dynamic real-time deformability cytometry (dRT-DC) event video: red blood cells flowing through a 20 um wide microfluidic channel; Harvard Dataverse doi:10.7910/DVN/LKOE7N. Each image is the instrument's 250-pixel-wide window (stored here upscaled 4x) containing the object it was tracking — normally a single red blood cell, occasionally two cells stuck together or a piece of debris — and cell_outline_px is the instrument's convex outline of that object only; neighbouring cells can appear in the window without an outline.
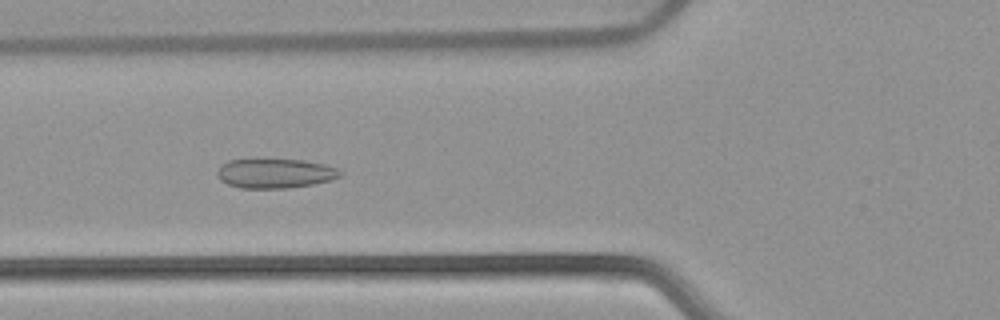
{"species": "common noctule bat (a hibernating species)", "species_latin": "Nyctalus noctula", "temperature_condition": "warm", "stored_images_in_passage": 53, "camera_frame_rate_fps": 3000, "um_per_image_px": 0.085, "animal": {"sex": "female", "body_mass_g": 22.7, "forearm_length_mm": 54.2}, "frame": {"image": 1, "passage_image": 20, "time_ms": 6.333, "image_size_px": [1000, 320], "cell_outline_px": [[344, 172], [340, 176], [332, 180], [312, 184], [288, 188], [240, 188], [228, 184], [220, 180], [216, 172], [220, 164], [228, 160], [304, 160], [324, 164], [336, 168]], "centroid_in_image_um": [23.38, 14.74], "position_along_channel_um": 102.4, "area_um2": 21.1}}
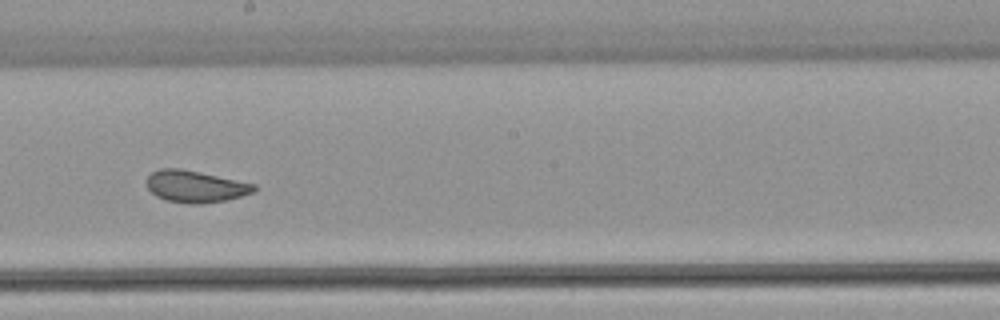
{"frame": {"image": 2, "passage_image": 30, "time_ms": 9.667, "image_size_px": [1000, 320], "cell_outline_px": [[256, 188], [252, 192], [240, 196], [224, 200], [204, 204], [188, 204], [168, 200], [156, 196], [148, 188], [148, 176], [152, 172], [160, 168], [180, 168], [200, 172], [256, 184]], "centroid_in_image_um": [16.6, 15.84], "position_along_channel_um": 231.6, "area_um2": 19.71}}
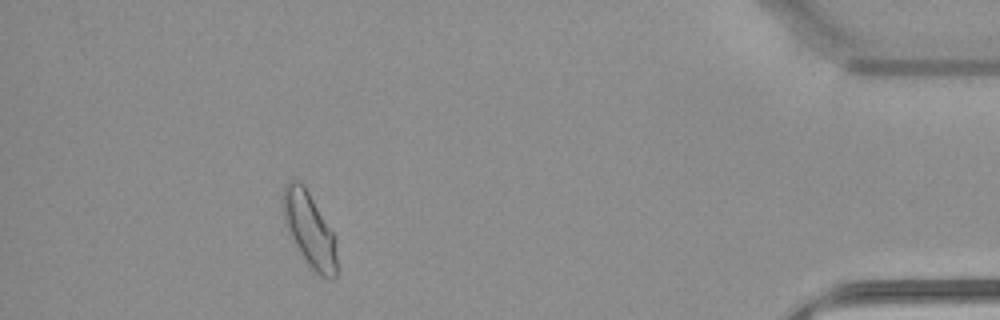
{"frame": {"image": 3, "passage_image": 48, "time_ms": 15.667, "image_size_px": [1000, 320], "cell_outline_px": [[336, 280], [328, 280], [320, 276], [308, 264], [296, 248], [288, 236], [284, 224], [280, 200], [284, 184], [288, 180], [300, 180], [308, 192], [332, 232], [336, 256]], "centroid_in_image_um": [26.21, 19.5], "position_along_channel_um": 409.0, "area_um2": 23.64}, "authors_computed_cell_mechanics": {"area_um2": 22.1952, "velocity_mm_per_s": 3.8757, "shape_relaxation_time_tau1_ms": 11.3958, "shape_relaxation_time_tau2_ms": 1.1321, "deformation_change_tau1": 0.1615, "deformation_change_tau2": 0.072}}